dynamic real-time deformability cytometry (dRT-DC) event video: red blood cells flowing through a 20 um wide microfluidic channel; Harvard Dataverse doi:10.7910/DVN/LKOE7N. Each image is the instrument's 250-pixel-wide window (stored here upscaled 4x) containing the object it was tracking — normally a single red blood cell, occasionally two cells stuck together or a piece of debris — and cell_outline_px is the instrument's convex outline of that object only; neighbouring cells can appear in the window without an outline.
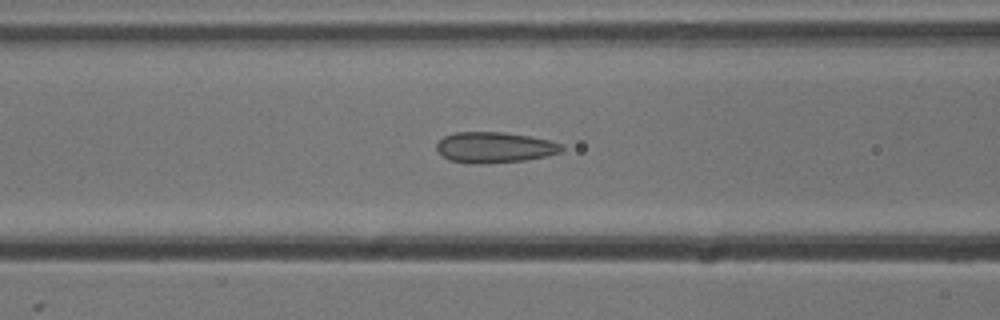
{"species": "common noctule bat (a hibernating species)", "species_latin": "Nyctalus noctula", "temperature_condition": "cold", "stored_images_in_passage": 53, "camera_frame_rate_fps": 3000, "um_per_image_px": 0.085, "animal": {"sex": "male", "body_mass_g": 13.3}, "frame": {"image": 1, "passage_image": 21, "time_ms": 6.667, "image_size_px": [1000, 320], "cell_outline_px": [[564, 148], [560, 152], [544, 156], [524, 160], [484, 164], [472, 164], [448, 160], [436, 148], [436, 144], [444, 136], [456, 132], [504, 132], [552, 140], [564, 144]], "centroid_in_image_um": [42.05, 12.53], "position_along_channel_um": 124.6, "area_um2": 22.48}}
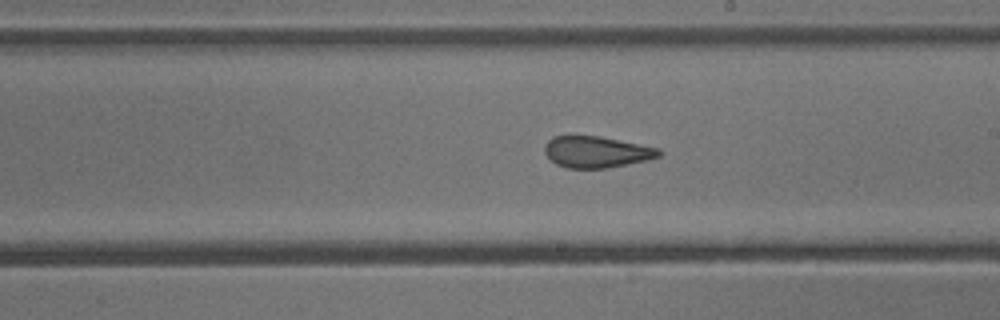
{"frame": {"image": 2, "passage_image": 30, "time_ms": 9.667, "image_size_px": [1000, 320], "cell_outline_px": [[664, 152], [660, 156], [648, 160], [608, 168], [568, 168], [556, 164], [544, 152], [544, 144], [552, 136], [596, 136], [660, 148]], "centroid_in_image_um": [50.71, 12.92], "position_along_channel_um": 238.3, "area_um2": 20.87}}
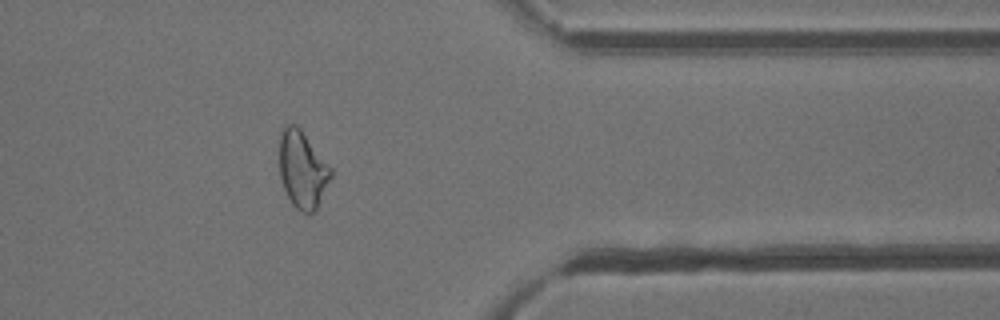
{"frame": {"image": 3, "passage_image": 43, "time_ms": 14.0, "image_size_px": [1000, 320], "cell_outline_px": [[332, 176], [316, 212], [308, 216], [300, 212], [292, 204], [284, 188], [280, 176], [280, 132], [284, 124], [296, 124], [300, 128], [332, 168]], "centroid_in_image_um": [25.73, 14.45], "position_along_channel_um": 385.7, "area_um2": 23.47}, "authors_computed_cell_mechanics": {"area_um2": 23.5824, "velocity_mm_per_s": 3.7873, "shape_relaxation_time_tau1_ms": null, "shape_relaxation_time_tau2_ms": 1.3942, "deformation_change_tau1": null, "deformation_change_tau2": 0.1051}}